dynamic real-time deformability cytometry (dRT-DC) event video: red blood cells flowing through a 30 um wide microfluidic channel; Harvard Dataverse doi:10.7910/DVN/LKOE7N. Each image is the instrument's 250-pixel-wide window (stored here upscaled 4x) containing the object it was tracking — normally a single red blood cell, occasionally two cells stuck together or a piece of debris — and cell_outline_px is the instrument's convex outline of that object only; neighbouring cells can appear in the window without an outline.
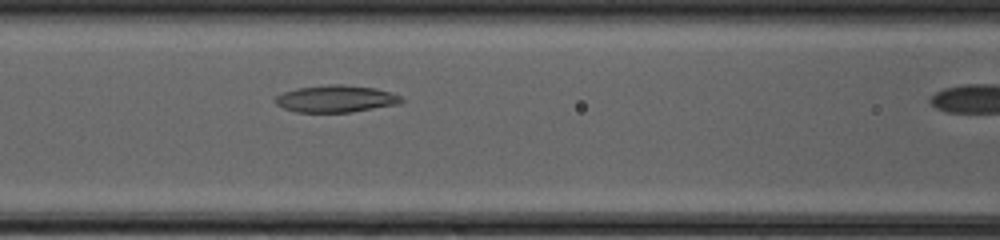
{"species": "common noctule bat (a hibernating species)", "species_latin": "Nyctalus noctula", "temperature_condition": "cold", "stored_images_in_passage": 31, "camera_frame_rate_fps": 3000, "um_per_image_px": 0.085, "animal": {"sex": "female", "body_mass_g": 20.0, "forearm_length_mm": 54.0}, "frame": {"image": 1, "passage_image": 9, "time_ms": 2.667, "image_size_px": [1000, 240], "cell_outline_px": [[404, 100], [396, 104], [352, 112], [296, 112], [284, 108], [276, 104], [276, 96], [284, 92], [300, 88], [328, 84], [344, 84], [376, 88], [392, 92], [400, 96]], "centroid_in_image_um": [28.57, 8.39], "position_along_channel_um": 138.0, "area_um2": 19.71}}
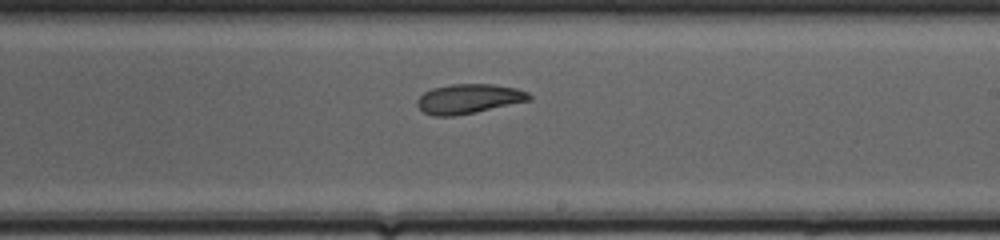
{"frame": {"image": 2, "passage_image": 17, "time_ms": 5.333, "image_size_px": [1000, 240], "cell_outline_px": [[532, 100], [476, 112], [456, 116], [432, 116], [424, 112], [416, 104], [416, 100], [424, 92], [432, 88], [452, 84], [492, 84], [516, 88], [528, 92], [532, 96]], "centroid_in_image_um": [39.85, 8.4], "position_along_channel_um": 249.2, "area_um2": 19.42}}
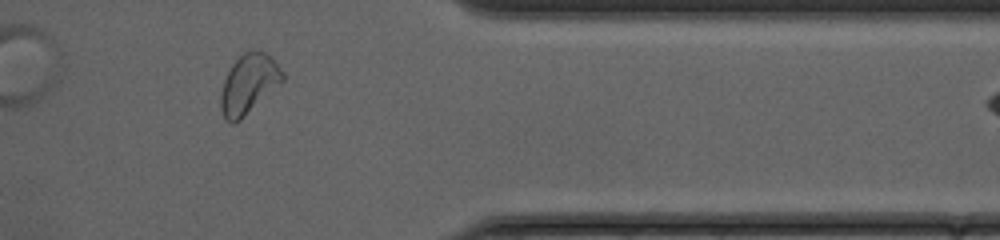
{"frame": {"image": 3, "passage_image": 28, "time_ms": 9.0, "image_size_px": [1000, 240], "cell_outline_px": [[284, 80], [240, 120], [232, 124], [224, 116], [220, 108], [220, 96], [224, 80], [232, 64], [244, 52], [264, 52], [284, 72]], "centroid_in_image_um": [21.12, 7.17], "position_along_channel_um": 390.3, "area_um2": 20.81}}